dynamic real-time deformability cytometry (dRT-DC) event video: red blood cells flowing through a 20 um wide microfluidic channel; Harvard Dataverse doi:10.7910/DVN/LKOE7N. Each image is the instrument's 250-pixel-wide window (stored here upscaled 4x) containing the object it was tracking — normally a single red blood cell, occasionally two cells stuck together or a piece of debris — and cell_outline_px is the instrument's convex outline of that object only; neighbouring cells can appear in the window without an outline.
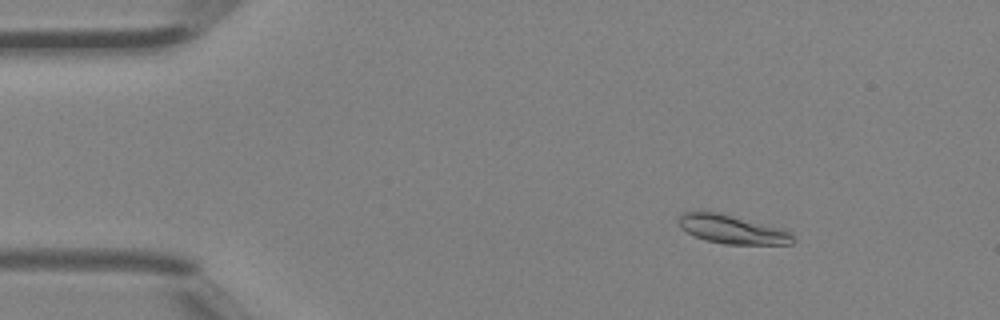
{"species": "Egyptian fruit bat (a non-hibernating species)", "species_latin": "Rousettus aegyptiacus", "temperature_condition": "room temperature", "stored_images_in_passage": 44, "camera_frame_rate_fps": 3000, "um_per_image_px": 0.085, "animal": {"sex": "female"}, "frame": {"image": 1, "passage_image": 5, "time_ms": 1.333, "image_size_px": [1000, 320], "cell_outline_px": [[792, 244], [724, 244], [708, 240], [696, 236], [680, 228], [680, 216], [684, 212], [720, 212], [788, 228], [792, 232]], "centroid_in_image_um": [62.34, 19.48], "position_along_channel_um": 22.7, "area_um2": 19.25}}
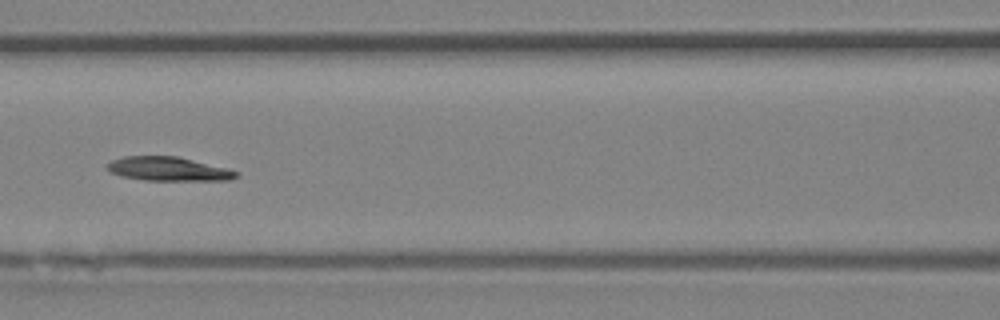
{"frame": {"image": 2, "passage_image": 19, "time_ms": 6.0, "image_size_px": [1000, 320], "cell_outline_px": [[240, 176], [228, 180], [144, 180], [120, 176], [108, 172], [104, 168], [112, 160], [124, 156], [176, 156], [228, 168], [240, 172]], "centroid_in_image_um": [14.3, 14.36], "position_along_channel_um": 152.3, "area_um2": 18.15}}
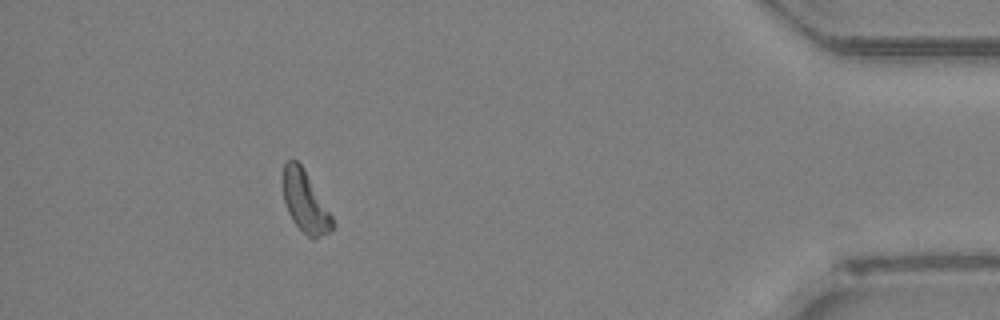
{"frame": {"image": 3, "passage_image": 40, "time_ms": 13.0, "image_size_px": [1000, 320], "cell_outline_px": [[336, 228], [312, 240], [292, 220], [288, 212], [284, 200], [284, 164], [288, 160], [296, 160], [304, 168], [332, 216], [336, 224]], "centroid_in_image_um": [25.97, 17.18], "position_along_channel_um": 409.2, "area_um2": 17.4}}